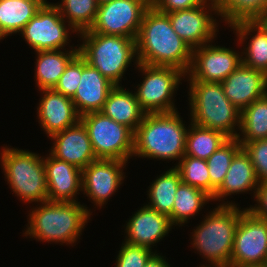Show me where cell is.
<instances>
[{
	"label": "cell",
	"mask_w": 267,
	"mask_h": 267,
	"mask_svg": "<svg viewBox=\"0 0 267 267\" xmlns=\"http://www.w3.org/2000/svg\"><path fill=\"white\" fill-rule=\"evenodd\" d=\"M135 41L137 63L175 67L188 74L193 50L175 33L166 13L150 6Z\"/></svg>",
	"instance_id": "1"
},
{
	"label": "cell",
	"mask_w": 267,
	"mask_h": 267,
	"mask_svg": "<svg viewBox=\"0 0 267 267\" xmlns=\"http://www.w3.org/2000/svg\"><path fill=\"white\" fill-rule=\"evenodd\" d=\"M181 119L177 111L146 113L134 132L133 156L180 161L188 132Z\"/></svg>",
	"instance_id": "2"
},
{
	"label": "cell",
	"mask_w": 267,
	"mask_h": 267,
	"mask_svg": "<svg viewBox=\"0 0 267 267\" xmlns=\"http://www.w3.org/2000/svg\"><path fill=\"white\" fill-rule=\"evenodd\" d=\"M29 214L25 234L47 242L74 243L90 218L80 202L45 201Z\"/></svg>",
	"instance_id": "3"
},
{
	"label": "cell",
	"mask_w": 267,
	"mask_h": 267,
	"mask_svg": "<svg viewBox=\"0 0 267 267\" xmlns=\"http://www.w3.org/2000/svg\"><path fill=\"white\" fill-rule=\"evenodd\" d=\"M245 210L225 202L209 212L194 230L193 247L212 265L230 266L235 232Z\"/></svg>",
	"instance_id": "4"
},
{
	"label": "cell",
	"mask_w": 267,
	"mask_h": 267,
	"mask_svg": "<svg viewBox=\"0 0 267 267\" xmlns=\"http://www.w3.org/2000/svg\"><path fill=\"white\" fill-rule=\"evenodd\" d=\"M191 122L236 138L235 125L240 128L241 111L223 92L220 82L190 81Z\"/></svg>",
	"instance_id": "5"
},
{
	"label": "cell",
	"mask_w": 267,
	"mask_h": 267,
	"mask_svg": "<svg viewBox=\"0 0 267 267\" xmlns=\"http://www.w3.org/2000/svg\"><path fill=\"white\" fill-rule=\"evenodd\" d=\"M83 43L79 55L114 85H119L126 68L137 54L134 38L94 32L79 33Z\"/></svg>",
	"instance_id": "6"
},
{
	"label": "cell",
	"mask_w": 267,
	"mask_h": 267,
	"mask_svg": "<svg viewBox=\"0 0 267 267\" xmlns=\"http://www.w3.org/2000/svg\"><path fill=\"white\" fill-rule=\"evenodd\" d=\"M1 163L13 192L25 202L48 201L44 158L38 154L3 148Z\"/></svg>",
	"instance_id": "7"
},
{
	"label": "cell",
	"mask_w": 267,
	"mask_h": 267,
	"mask_svg": "<svg viewBox=\"0 0 267 267\" xmlns=\"http://www.w3.org/2000/svg\"><path fill=\"white\" fill-rule=\"evenodd\" d=\"M90 138L97 159H115L127 162L133 156L134 132L101 112L80 117Z\"/></svg>",
	"instance_id": "8"
},
{
	"label": "cell",
	"mask_w": 267,
	"mask_h": 267,
	"mask_svg": "<svg viewBox=\"0 0 267 267\" xmlns=\"http://www.w3.org/2000/svg\"><path fill=\"white\" fill-rule=\"evenodd\" d=\"M145 77L138 90L136 98L146 113L174 112L172 97L178 88L180 78L186 74L178 68L168 66H153L136 63Z\"/></svg>",
	"instance_id": "9"
},
{
	"label": "cell",
	"mask_w": 267,
	"mask_h": 267,
	"mask_svg": "<svg viewBox=\"0 0 267 267\" xmlns=\"http://www.w3.org/2000/svg\"><path fill=\"white\" fill-rule=\"evenodd\" d=\"M150 6L151 0H114L99 5L93 26L84 32L136 39L143 16Z\"/></svg>",
	"instance_id": "10"
},
{
	"label": "cell",
	"mask_w": 267,
	"mask_h": 267,
	"mask_svg": "<svg viewBox=\"0 0 267 267\" xmlns=\"http://www.w3.org/2000/svg\"><path fill=\"white\" fill-rule=\"evenodd\" d=\"M267 256V220L245 210L239 219L230 265H264Z\"/></svg>",
	"instance_id": "11"
},
{
	"label": "cell",
	"mask_w": 267,
	"mask_h": 267,
	"mask_svg": "<svg viewBox=\"0 0 267 267\" xmlns=\"http://www.w3.org/2000/svg\"><path fill=\"white\" fill-rule=\"evenodd\" d=\"M65 23L58 8L48 3L37 11L20 34L36 52L60 50L69 41Z\"/></svg>",
	"instance_id": "12"
},
{
	"label": "cell",
	"mask_w": 267,
	"mask_h": 267,
	"mask_svg": "<svg viewBox=\"0 0 267 267\" xmlns=\"http://www.w3.org/2000/svg\"><path fill=\"white\" fill-rule=\"evenodd\" d=\"M242 59L232 49L204 44L193 49L189 81L221 83L242 64Z\"/></svg>",
	"instance_id": "13"
},
{
	"label": "cell",
	"mask_w": 267,
	"mask_h": 267,
	"mask_svg": "<svg viewBox=\"0 0 267 267\" xmlns=\"http://www.w3.org/2000/svg\"><path fill=\"white\" fill-rule=\"evenodd\" d=\"M209 1L211 4H207ZM207 8L217 13V8L213 0H206L202 5L192 9L166 13L175 33L183 39L192 50L204 44H208V42H211L212 39L217 36V23L213 19L214 17H211L208 11H206Z\"/></svg>",
	"instance_id": "14"
},
{
	"label": "cell",
	"mask_w": 267,
	"mask_h": 267,
	"mask_svg": "<svg viewBox=\"0 0 267 267\" xmlns=\"http://www.w3.org/2000/svg\"><path fill=\"white\" fill-rule=\"evenodd\" d=\"M125 161L96 159L82 170V191L101 207L114 194L124 179Z\"/></svg>",
	"instance_id": "15"
},
{
	"label": "cell",
	"mask_w": 267,
	"mask_h": 267,
	"mask_svg": "<svg viewBox=\"0 0 267 267\" xmlns=\"http://www.w3.org/2000/svg\"><path fill=\"white\" fill-rule=\"evenodd\" d=\"M221 84L226 97L241 112L253 101L267 94V75L243 63Z\"/></svg>",
	"instance_id": "16"
},
{
	"label": "cell",
	"mask_w": 267,
	"mask_h": 267,
	"mask_svg": "<svg viewBox=\"0 0 267 267\" xmlns=\"http://www.w3.org/2000/svg\"><path fill=\"white\" fill-rule=\"evenodd\" d=\"M55 142L50 154L83 170L95 161L88 132L81 121L51 136Z\"/></svg>",
	"instance_id": "17"
},
{
	"label": "cell",
	"mask_w": 267,
	"mask_h": 267,
	"mask_svg": "<svg viewBox=\"0 0 267 267\" xmlns=\"http://www.w3.org/2000/svg\"><path fill=\"white\" fill-rule=\"evenodd\" d=\"M44 95L38 106V117L41 127L48 137L61 132L80 121L76 107L71 98L54 89L41 90Z\"/></svg>",
	"instance_id": "18"
},
{
	"label": "cell",
	"mask_w": 267,
	"mask_h": 267,
	"mask_svg": "<svg viewBox=\"0 0 267 267\" xmlns=\"http://www.w3.org/2000/svg\"><path fill=\"white\" fill-rule=\"evenodd\" d=\"M45 158L48 201L78 202L74 197L82 189V170L51 154Z\"/></svg>",
	"instance_id": "19"
},
{
	"label": "cell",
	"mask_w": 267,
	"mask_h": 267,
	"mask_svg": "<svg viewBox=\"0 0 267 267\" xmlns=\"http://www.w3.org/2000/svg\"><path fill=\"white\" fill-rule=\"evenodd\" d=\"M126 241L132 245L151 246L162 240L173 226L168 215L143 206L126 224Z\"/></svg>",
	"instance_id": "20"
},
{
	"label": "cell",
	"mask_w": 267,
	"mask_h": 267,
	"mask_svg": "<svg viewBox=\"0 0 267 267\" xmlns=\"http://www.w3.org/2000/svg\"><path fill=\"white\" fill-rule=\"evenodd\" d=\"M115 85L99 70L82 58V75L75 95L71 98L80 116L100 112L110 90Z\"/></svg>",
	"instance_id": "21"
},
{
	"label": "cell",
	"mask_w": 267,
	"mask_h": 267,
	"mask_svg": "<svg viewBox=\"0 0 267 267\" xmlns=\"http://www.w3.org/2000/svg\"><path fill=\"white\" fill-rule=\"evenodd\" d=\"M104 116L123 124L133 132L143 121L146 112L141 108L135 93L115 85L109 92L100 111Z\"/></svg>",
	"instance_id": "22"
},
{
	"label": "cell",
	"mask_w": 267,
	"mask_h": 267,
	"mask_svg": "<svg viewBox=\"0 0 267 267\" xmlns=\"http://www.w3.org/2000/svg\"><path fill=\"white\" fill-rule=\"evenodd\" d=\"M259 183L249 156L241 149L232 159L224 181L215 191L212 200L216 201L228 195L252 191V189L256 191Z\"/></svg>",
	"instance_id": "23"
},
{
	"label": "cell",
	"mask_w": 267,
	"mask_h": 267,
	"mask_svg": "<svg viewBox=\"0 0 267 267\" xmlns=\"http://www.w3.org/2000/svg\"><path fill=\"white\" fill-rule=\"evenodd\" d=\"M35 78L38 89H54L68 64L79 54L74 48L67 52L60 50L37 51Z\"/></svg>",
	"instance_id": "24"
},
{
	"label": "cell",
	"mask_w": 267,
	"mask_h": 267,
	"mask_svg": "<svg viewBox=\"0 0 267 267\" xmlns=\"http://www.w3.org/2000/svg\"><path fill=\"white\" fill-rule=\"evenodd\" d=\"M46 4V1L0 0V40L12 33L21 32Z\"/></svg>",
	"instance_id": "25"
},
{
	"label": "cell",
	"mask_w": 267,
	"mask_h": 267,
	"mask_svg": "<svg viewBox=\"0 0 267 267\" xmlns=\"http://www.w3.org/2000/svg\"><path fill=\"white\" fill-rule=\"evenodd\" d=\"M231 26L235 29L240 43L250 32L257 31L254 36L252 35L246 53L243 52L246 57H243L242 63L267 75V31L256 21H240Z\"/></svg>",
	"instance_id": "26"
},
{
	"label": "cell",
	"mask_w": 267,
	"mask_h": 267,
	"mask_svg": "<svg viewBox=\"0 0 267 267\" xmlns=\"http://www.w3.org/2000/svg\"><path fill=\"white\" fill-rule=\"evenodd\" d=\"M240 131L236 139L240 144L267 139V94L256 99L241 112Z\"/></svg>",
	"instance_id": "27"
},
{
	"label": "cell",
	"mask_w": 267,
	"mask_h": 267,
	"mask_svg": "<svg viewBox=\"0 0 267 267\" xmlns=\"http://www.w3.org/2000/svg\"><path fill=\"white\" fill-rule=\"evenodd\" d=\"M181 183L180 172L176 168H171L151 184L148 192L151 203L147 206L159 213L168 215L171 223L174 197Z\"/></svg>",
	"instance_id": "28"
},
{
	"label": "cell",
	"mask_w": 267,
	"mask_h": 267,
	"mask_svg": "<svg viewBox=\"0 0 267 267\" xmlns=\"http://www.w3.org/2000/svg\"><path fill=\"white\" fill-rule=\"evenodd\" d=\"M186 136L184 156H193L207 160L230 138L220 131L198 126L191 122Z\"/></svg>",
	"instance_id": "29"
},
{
	"label": "cell",
	"mask_w": 267,
	"mask_h": 267,
	"mask_svg": "<svg viewBox=\"0 0 267 267\" xmlns=\"http://www.w3.org/2000/svg\"><path fill=\"white\" fill-rule=\"evenodd\" d=\"M174 198L172 225L184 224L189 217L197 214L205 203L212 200L206 192L184 183L179 185Z\"/></svg>",
	"instance_id": "30"
},
{
	"label": "cell",
	"mask_w": 267,
	"mask_h": 267,
	"mask_svg": "<svg viewBox=\"0 0 267 267\" xmlns=\"http://www.w3.org/2000/svg\"><path fill=\"white\" fill-rule=\"evenodd\" d=\"M55 6L61 16L68 19L72 32L81 33L93 26L99 5L96 0H62L61 4Z\"/></svg>",
	"instance_id": "31"
},
{
	"label": "cell",
	"mask_w": 267,
	"mask_h": 267,
	"mask_svg": "<svg viewBox=\"0 0 267 267\" xmlns=\"http://www.w3.org/2000/svg\"><path fill=\"white\" fill-rule=\"evenodd\" d=\"M217 14L231 27L240 21H255L267 8V0H213Z\"/></svg>",
	"instance_id": "32"
},
{
	"label": "cell",
	"mask_w": 267,
	"mask_h": 267,
	"mask_svg": "<svg viewBox=\"0 0 267 267\" xmlns=\"http://www.w3.org/2000/svg\"><path fill=\"white\" fill-rule=\"evenodd\" d=\"M241 149L240 142L236 138H230L206 160L210 176L211 197L223 183L232 159Z\"/></svg>",
	"instance_id": "33"
},
{
	"label": "cell",
	"mask_w": 267,
	"mask_h": 267,
	"mask_svg": "<svg viewBox=\"0 0 267 267\" xmlns=\"http://www.w3.org/2000/svg\"><path fill=\"white\" fill-rule=\"evenodd\" d=\"M175 168L180 172L184 184L198 188L210 195V176L206 160L183 156Z\"/></svg>",
	"instance_id": "34"
},
{
	"label": "cell",
	"mask_w": 267,
	"mask_h": 267,
	"mask_svg": "<svg viewBox=\"0 0 267 267\" xmlns=\"http://www.w3.org/2000/svg\"><path fill=\"white\" fill-rule=\"evenodd\" d=\"M82 75V57L78 54L66 67L54 90L72 98L75 95Z\"/></svg>",
	"instance_id": "35"
},
{
	"label": "cell",
	"mask_w": 267,
	"mask_h": 267,
	"mask_svg": "<svg viewBox=\"0 0 267 267\" xmlns=\"http://www.w3.org/2000/svg\"><path fill=\"white\" fill-rule=\"evenodd\" d=\"M153 254L148 247L125 242L116 258V267H144Z\"/></svg>",
	"instance_id": "36"
},
{
	"label": "cell",
	"mask_w": 267,
	"mask_h": 267,
	"mask_svg": "<svg viewBox=\"0 0 267 267\" xmlns=\"http://www.w3.org/2000/svg\"><path fill=\"white\" fill-rule=\"evenodd\" d=\"M249 156L260 183L267 182V139L241 144Z\"/></svg>",
	"instance_id": "37"
},
{
	"label": "cell",
	"mask_w": 267,
	"mask_h": 267,
	"mask_svg": "<svg viewBox=\"0 0 267 267\" xmlns=\"http://www.w3.org/2000/svg\"><path fill=\"white\" fill-rule=\"evenodd\" d=\"M206 0H151V6L162 13L187 10L202 5Z\"/></svg>",
	"instance_id": "38"
},
{
	"label": "cell",
	"mask_w": 267,
	"mask_h": 267,
	"mask_svg": "<svg viewBox=\"0 0 267 267\" xmlns=\"http://www.w3.org/2000/svg\"><path fill=\"white\" fill-rule=\"evenodd\" d=\"M254 195L258 205L246 208V210L255 217L267 220V182L259 183Z\"/></svg>",
	"instance_id": "39"
},
{
	"label": "cell",
	"mask_w": 267,
	"mask_h": 267,
	"mask_svg": "<svg viewBox=\"0 0 267 267\" xmlns=\"http://www.w3.org/2000/svg\"><path fill=\"white\" fill-rule=\"evenodd\" d=\"M164 257L161 255L153 254L144 267H170V265L167 263Z\"/></svg>",
	"instance_id": "40"
},
{
	"label": "cell",
	"mask_w": 267,
	"mask_h": 267,
	"mask_svg": "<svg viewBox=\"0 0 267 267\" xmlns=\"http://www.w3.org/2000/svg\"><path fill=\"white\" fill-rule=\"evenodd\" d=\"M255 21L267 31V8Z\"/></svg>",
	"instance_id": "41"
},
{
	"label": "cell",
	"mask_w": 267,
	"mask_h": 267,
	"mask_svg": "<svg viewBox=\"0 0 267 267\" xmlns=\"http://www.w3.org/2000/svg\"><path fill=\"white\" fill-rule=\"evenodd\" d=\"M228 267H265L264 265H249V266H239V265H230Z\"/></svg>",
	"instance_id": "42"
},
{
	"label": "cell",
	"mask_w": 267,
	"mask_h": 267,
	"mask_svg": "<svg viewBox=\"0 0 267 267\" xmlns=\"http://www.w3.org/2000/svg\"><path fill=\"white\" fill-rule=\"evenodd\" d=\"M98 5H102L105 3H109L110 1H114V0H96Z\"/></svg>",
	"instance_id": "43"
},
{
	"label": "cell",
	"mask_w": 267,
	"mask_h": 267,
	"mask_svg": "<svg viewBox=\"0 0 267 267\" xmlns=\"http://www.w3.org/2000/svg\"><path fill=\"white\" fill-rule=\"evenodd\" d=\"M200 267V266H199ZM202 267H207L205 265H203ZM208 267H212V266H208ZM213 267H224V266H219V265H213ZM228 267V266H227Z\"/></svg>",
	"instance_id": "44"
},
{
	"label": "cell",
	"mask_w": 267,
	"mask_h": 267,
	"mask_svg": "<svg viewBox=\"0 0 267 267\" xmlns=\"http://www.w3.org/2000/svg\"><path fill=\"white\" fill-rule=\"evenodd\" d=\"M265 267H267V256H266V259H265V264H264Z\"/></svg>",
	"instance_id": "45"
}]
</instances>
